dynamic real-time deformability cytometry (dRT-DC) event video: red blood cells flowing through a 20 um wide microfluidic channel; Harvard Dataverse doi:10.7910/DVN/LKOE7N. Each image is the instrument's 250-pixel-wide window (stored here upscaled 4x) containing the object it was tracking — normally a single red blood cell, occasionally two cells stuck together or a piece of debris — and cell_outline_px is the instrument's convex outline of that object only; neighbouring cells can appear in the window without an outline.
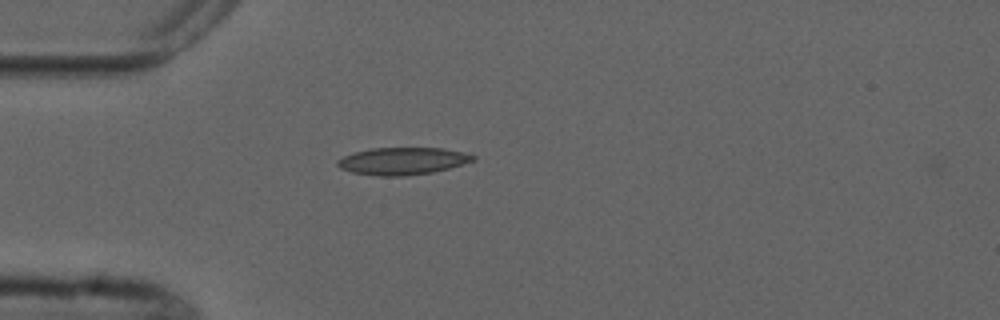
{"species": "common noctule bat (a hibernating species)", "species_latin": "Nyctalus noctula", "temperature_condition": "cold", "stored_images_in_passage": 1, "camera_frame_rate_fps": 3000, "um_per_image_px": 0.085, "animal": {"sex": "male", "forearm_length_mm": 52.5}, "frame": {"image": 1, "passage_image": 1, "time_ms": 0.0, "image_size_px": [1000, 320], "cell_outline_px": [[476, 160], [448, 168], [432, 172], [404, 176], [380, 176], [352, 172], [340, 168], [336, 164], [336, 160], [344, 156], [356, 152], [372, 148], [444, 148], [476, 156]], "centroid_in_image_um": [34.2, 13.69], "position_along_channel_um": 50.8, "area_um2": 21.33}}